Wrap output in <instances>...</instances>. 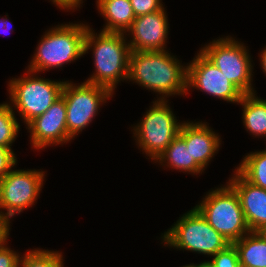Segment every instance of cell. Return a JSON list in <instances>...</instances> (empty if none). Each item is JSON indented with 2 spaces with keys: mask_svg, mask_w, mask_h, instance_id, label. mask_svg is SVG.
<instances>
[{
  "mask_svg": "<svg viewBox=\"0 0 266 267\" xmlns=\"http://www.w3.org/2000/svg\"><path fill=\"white\" fill-rule=\"evenodd\" d=\"M114 93L100 85L83 82L76 85L65 81L61 96L66 104V127L68 135L74 140L98 114L102 104L112 98Z\"/></svg>",
  "mask_w": 266,
  "mask_h": 267,
  "instance_id": "9c48e42d",
  "label": "cell"
},
{
  "mask_svg": "<svg viewBox=\"0 0 266 267\" xmlns=\"http://www.w3.org/2000/svg\"><path fill=\"white\" fill-rule=\"evenodd\" d=\"M181 63L168 50L130 51L127 81L157 93V100L186 95L187 64Z\"/></svg>",
  "mask_w": 266,
  "mask_h": 267,
  "instance_id": "6da1fadb",
  "label": "cell"
},
{
  "mask_svg": "<svg viewBox=\"0 0 266 267\" xmlns=\"http://www.w3.org/2000/svg\"><path fill=\"white\" fill-rule=\"evenodd\" d=\"M89 25L83 23L58 24L45 31L40 38L26 70L35 72L60 68L84 55V39Z\"/></svg>",
  "mask_w": 266,
  "mask_h": 267,
  "instance_id": "3957f363",
  "label": "cell"
},
{
  "mask_svg": "<svg viewBox=\"0 0 266 267\" xmlns=\"http://www.w3.org/2000/svg\"><path fill=\"white\" fill-rule=\"evenodd\" d=\"M262 233L266 237V228L262 231Z\"/></svg>",
  "mask_w": 266,
  "mask_h": 267,
  "instance_id": "d6a6232c",
  "label": "cell"
},
{
  "mask_svg": "<svg viewBox=\"0 0 266 267\" xmlns=\"http://www.w3.org/2000/svg\"><path fill=\"white\" fill-rule=\"evenodd\" d=\"M62 252L34 248L20 257L19 267H64Z\"/></svg>",
  "mask_w": 266,
  "mask_h": 267,
  "instance_id": "44dd1931",
  "label": "cell"
},
{
  "mask_svg": "<svg viewBox=\"0 0 266 267\" xmlns=\"http://www.w3.org/2000/svg\"><path fill=\"white\" fill-rule=\"evenodd\" d=\"M232 244L240 267H266V237L262 232H250Z\"/></svg>",
  "mask_w": 266,
  "mask_h": 267,
  "instance_id": "ac0fdd59",
  "label": "cell"
},
{
  "mask_svg": "<svg viewBox=\"0 0 266 267\" xmlns=\"http://www.w3.org/2000/svg\"><path fill=\"white\" fill-rule=\"evenodd\" d=\"M228 179L238 194L250 231L262 232L266 228V190L248 182L236 169Z\"/></svg>",
  "mask_w": 266,
  "mask_h": 267,
  "instance_id": "5bb4252c",
  "label": "cell"
},
{
  "mask_svg": "<svg viewBox=\"0 0 266 267\" xmlns=\"http://www.w3.org/2000/svg\"><path fill=\"white\" fill-rule=\"evenodd\" d=\"M212 257L213 259L208 261L212 267H240L238 253L233 244L228 245Z\"/></svg>",
  "mask_w": 266,
  "mask_h": 267,
  "instance_id": "603a6c76",
  "label": "cell"
},
{
  "mask_svg": "<svg viewBox=\"0 0 266 267\" xmlns=\"http://www.w3.org/2000/svg\"><path fill=\"white\" fill-rule=\"evenodd\" d=\"M181 267H196V264H194V263H191V264H188V265H183V266H181Z\"/></svg>",
  "mask_w": 266,
  "mask_h": 267,
  "instance_id": "1f68e13d",
  "label": "cell"
},
{
  "mask_svg": "<svg viewBox=\"0 0 266 267\" xmlns=\"http://www.w3.org/2000/svg\"><path fill=\"white\" fill-rule=\"evenodd\" d=\"M259 56H260L259 60H260V64H261L262 70L266 75V46L264 47L263 50H261Z\"/></svg>",
  "mask_w": 266,
  "mask_h": 267,
  "instance_id": "f1b7e54d",
  "label": "cell"
},
{
  "mask_svg": "<svg viewBox=\"0 0 266 267\" xmlns=\"http://www.w3.org/2000/svg\"><path fill=\"white\" fill-rule=\"evenodd\" d=\"M20 131L15 111L7 102L0 103V145L10 149Z\"/></svg>",
  "mask_w": 266,
  "mask_h": 267,
  "instance_id": "7402d4cb",
  "label": "cell"
},
{
  "mask_svg": "<svg viewBox=\"0 0 266 267\" xmlns=\"http://www.w3.org/2000/svg\"><path fill=\"white\" fill-rule=\"evenodd\" d=\"M26 76L9 80V104L18 110L26 125L40 116L61 97L65 81H54L38 77L35 72L28 71Z\"/></svg>",
  "mask_w": 266,
  "mask_h": 267,
  "instance_id": "8992f818",
  "label": "cell"
},
{
  "mask_svg": "<svg viewBox=\"0 0 266 267\" xmlns=\"http://www.w3.org/2000/svg\"><path fill=\"white\" fill-rule=\"evenodd\" d=\"M55 6H57L62 11L66 10H75L77 8L82 7L83 0H50Z\"/></svg>",
  "mask_w": 266,
  "mask_h": 267,
  "instance_id": "4316f807",
  "label": "cell"
},
{
  "mask_svg": "<svg viewBox=\"0 0 266 267\" xmlns=\"http://www.w3.org/2000/svg\"><path fill=\"white\" fill-rule=\"evenodd\" d=\"M235 169L248 182L266 190V148L245 155Z\"/></svg>",
  "mask_w": 266,
  "mask_h": 267,
  "instance_id": "ffe728a7",
  "label": "cell"
},
{
  "mask_svg": "<svg viewBox=\"0 0 266 267\" xmlns=\"http://www.w3.org/2000/svg\"><path fill=\"white\" fill-rule=\"evenodd\" d=\"M92 49L95 71L85 81L108 88L113 93L120 81L128 78L130 46L125 33H95L87 27L84 39V55Z\"/></svg>",
  "mask_w": 266,
  "mask_h": 267,
  "instance_id": "7a4b0ae2",
  "label": "cell"
},
{
  "mask_svg": "<svg viewBox=\"0 0 266 267\" xmlns=\"http://www.w3.org/2000/svg\"><path fill=\"white\" fill-rule=\"evenodd\" d=\"M242 106V121L247 132L253 137L266 139V99L255 93L243 95L238 103Z\"/></svg>",
  "mask_w": 266,
  "mask_h": 267,
  "instance_id": "d6986e66",
  "label": "cell"
},
{
  "mask_svg": "<svg viewBox=\"0 0 266 267\" xmlns=\"http://www.w3.org/2000/svg\"><path fill=\"white\" fill-rule=\"evenodd\" d=\"M168 16L162 10L137 16L131 28L126 32L130 51H162L166 50L168 39ZM128 33V34H127Z\"/></svg>",
  "mask_w": 266,
  "mask_h": 267,
  "instance_id": "4fadbf2b",
  "label": "cell"
},
{
  "mask_svg": "<svg viewBox=\"0 0 266 267\" xmlns=\"http://www.w3.org/2000/svg\"><path fill=\"white\" fill-rule=\"evenodd\" d=\"M200 202L195 208L230 244L251 232L238 194L228 182L211 189Z\"/></svg>",
  "mask_w": 266,
  "mask_h": 267,
  "instance_id": "5b68a950",
  "label": "cell"
},
{
  "mask_svg": "<svg viewBox=\"0 0 266 267\" xmlns=\"http://www.w3.org/2000/svg\"><path fill=\"white\" fill-rule=\"evenodd\" d=\"M156 162L159 165L163 164L162 166L166 165L172 170L187 172L194 176L205 171L194 159H191L190 146H187L186 141L179 134L167 146Z\"/></svg>",
  "mask_w": 266,
  "mask_h": 267,
  "instance_id": "e0dca14e",
  "label": "cell"
},
{
  "mask_svg": "<svg viewBox=\"0 0 266 267\" xmlns=\"http://www.w3.org/2000/svg\"><path fill=\"white\" fill-rule=\"evenodd\" d=\"M6 241L0 246V267H19L20 254L12 250Z\"/></svg>",
  "mask_w": 266,
  "mask_h": 267,
  "instance_id": "484cf974",
  "label": "cell"
},
{
  "mask_svg": "<svg viewBox=\"0 0 266 267\" xmlns=\"http://www.w3.org/2000/svg\"><path fill=\"white\" fill-rule=\"evenodd\" d=\"M10 223L4 215L0 213V246H2L9 238L10 235Z\"/></svg>",
  "mask_w": 266,
  "mask_h": 267,
  "instance_id": "83f0119b",
  "label": "cell"
},
{
  "mask_svg": "<svg viewBox=\"0 0 266 267\" xmlns=\"http://www.w3.org/2000/svg\"><path fill=\"white\" fill-rule=\"evenodd\" d=\"M96 5L107 21L101 29L104 32L126 34L136 18L130 0H96Z\"/></svg>",
  "mask_w": 266,
  "mask_h": 267,
  "instance_id": "2e32d148",
  "label": "cell"
},
{
  "mask_svg": "<svg viewBox=\"0 0 266 267\" xmlns=\"http://www.w3.org/2000/svg\"><path fill=\"white\" fill-rule=\"evenodd\" d=\"M45 171L11 169L0 178V213L9 221L16 214L32 208L45 181ZM6 211V212H5Z\"/></svg>",
  "mask_w": 266,
  "mask_h": 267,
  "instance_id": "30bf717a",
  "label": "cell"
},
{
  "mask_svg": "<svg viewBox=\"0 0 266 267\" xmlns=\"http://www.w3.org/2000/svg\"><path fill=\"white\" fill-rule=\"evenodd\" d=\"M135 16L153 13L164 8L162 0H130Z\"/></svg>",
  "mask_w": 266,
  "mask_h": 267,
  "instance_id": "cb8c5ba5",
  "label": "cell"
},
{
  "mask_svg": "<svg viewBox=\"0 0 266 267\" xmlns=\"http://www.w3.org/2000/svg\"><path fill=\"white\" fill-rule=\"evenodd\" d=\"M200 51L213 62L220 71L244 95L256 93L253 88V67L251 55L244 43L226 36L214 39Z\"/></svg>",
  "mask_w": 266,
  "mask_h": 267,
  "instance_id": "ba28073f",
  "label": "cell"
},
{
  "mask_svg": "<svg viewBox=\"0 0 266 267\" xmlns=\"http://www.w3.org/2000/svg\"><path fill=\"white\" fill-rule=\"evenodd\" d=\"M205 122L184 121L179 135L190 146L191 159H194L204 170L219 151L221 137Z\"/></svg>",
  "mask_w": 266,
  "mask_h": 267,
  "instance_id": "9a60e30c",
  "label": "cell"
},
{
  "mask_svg": "<svg viewBox=\"0 0 266 267\" xmlns=\"http://www.w3.org/2000/svg\"><path fill=\"white\" fill-rule=\"evenodd\" d=\"M161 241L164 246L213 256L230 243L193 207L167 229Z\"/></svg>",
  "mask_w": 266,
  "mask_h": 267,
  "instance_id": "277c9868",
  "label": "cell"
},
{
  "mask_svg": "<svg viewBox=\"0 0 266 267\" xmlns=\"http://www.w3.org/2000/svg\"><path fill=\"white\" fill-rule=\"evenodd\" d=\"M191 88L237 104L244 95L200 50L187 63V90Z\"/></svg>",
  "mask_w": 266,
  "mask_h": 267,
  "instance_id": "8fae6325",
  "label": "cell"
},
{
  "mask_svg": "<svg viewBox=\"0 0 266 267\" xmlns=\"http://www.w3.org/2000/svg\"><path fill=\"white\" fill-rule=\"evenodd\" d=\"M26 129L30 133V143L35 151L47 146L67 144L73 140L67 133L64 98L61 96L46 112L31 120Z\"/></svg>",
  "mask_w": 266,
  "mask_h": 267,
  "instance_id": "7c38bea8",
  "label": "cell"
},
{
  "mask_svg": "<svg viewBox=\"0 0 266 267\" xmlns=\"http://www.w3.org/2000/svg\"><path fill=\"white\" fill-rule=\"evenodd\" d=\"M196 267H212V265L208 261H203L200 264H196Z\"/></svg>",
  "mask_w": 266,
  "mask_h": 267,
  "instance_id": "4dcf8cb0",
  "label": "cell"
},
{
  "mask_svg": "<svg viewBox=\"0 0 266 267\" xmlns=\"http://www.w3.org/2000/svg\"><path fill=\"white\" fill-rule=\"evenodd\" d=\"M9 19H8V15L6 14V17L4 18V17H2L1 19H0V29L1 30H4V29H7L10 25V23H9ZM2 32V31H1ZM11 32V31H10ZM2 33H4V32H2Z\"/></svg>",
  "mask_w": 266,
  "mask_h": 267,
  "instance_id": "f546056e",
  "label": "cell"
},
{
  "mask_svg": "<svg viewBox=\"0 0 266 267\" xmlns=\"http://www.w3.org/2000/svg\"><path fill=\"white\" fill-rule=\"evenodd\" d=\"M13 149L0 145V178L4 177L14 166L17 158Z\"/></svg>",
  "mask_w": 266,
  "mask_h": 267,
  "instance_id": "d4e9b609",
  "label": "cell"
},
{
  "mask_svg": "<svg viewBox=\"0 0 266 267\" xmlns=\"http://www.w3.org/2000/svg\"><path fill=\"white\" fill-rule=\"evenodd\" d=\"M152 103L132 131L139 150L155 162L179 134L183 122L177 120L168 100L155 99Z\"/></svg>",
  "mask_w": 266,
  "mask_h": 267,
  "instance_id": "52a82bcc",
  "label": "cell"
}]
</instances>
